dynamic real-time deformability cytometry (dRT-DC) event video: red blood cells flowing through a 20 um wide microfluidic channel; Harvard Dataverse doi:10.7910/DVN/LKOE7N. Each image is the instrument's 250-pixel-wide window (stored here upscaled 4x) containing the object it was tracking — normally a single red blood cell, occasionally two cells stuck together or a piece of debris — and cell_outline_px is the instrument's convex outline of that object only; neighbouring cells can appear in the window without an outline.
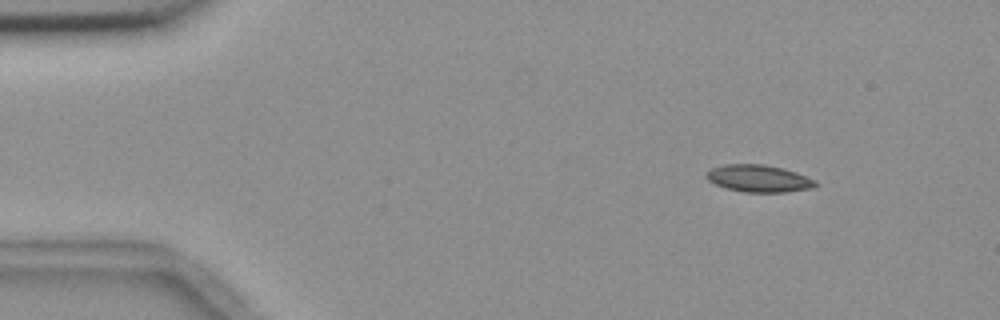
{"species": "common noctule bat (a hibernating species)", "species_latin": "Nyctalus noctula", "temperature_condition": "room temperature", "stored_images_in_passage": 6, "camera_frame_rate_fps": 3000, "um_per_image_px": 0.085, "animal": {"sex": "female", "body_mass_g": 18.4}, "frame": {"image": 1, "passage_image": 1, "time_ms": 0.0, "image_size_px": [1000, 320], "cell_outline_px": [[816, 184], [812, 188], [784, 192], [744, 192], [724, 188], [708, 180], [704, 176], [712, 168], [724, 164], [764, 164], [784, 168], [796, 172], [816, 180]], "centroid_in_image_um": [64.48, 15.16], "position_along_channel_um": 20.5, "area_um2": 17.28}}
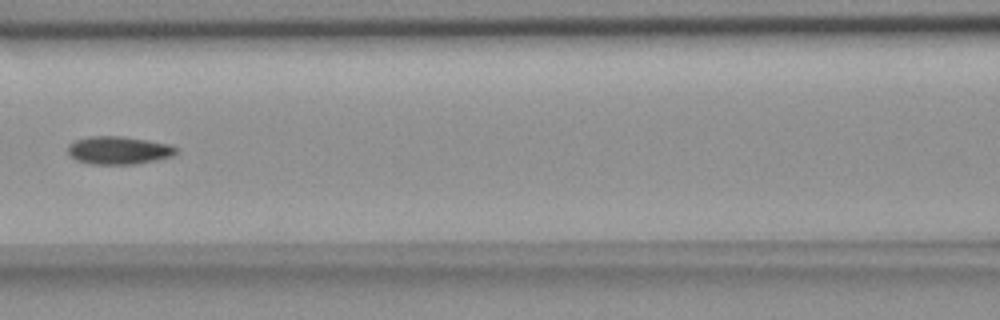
{"frame": {"image": 2, "passage_image": 6, "time_ms": 6.0, "image_size_px": [1000, 320], "cell_outline_px": [[176, 152], [172, 156], [156, 160], [136, 164], [88, 164], [76, 160], [68, 152], [68, 144], [76, 140], [88, 136], [120, 136], [168, 144], [176, 148]], "centroid_in_image_um": [10.04, 12.78], "position_along_channel_um": 156.6, "area_um2": 17.46}}